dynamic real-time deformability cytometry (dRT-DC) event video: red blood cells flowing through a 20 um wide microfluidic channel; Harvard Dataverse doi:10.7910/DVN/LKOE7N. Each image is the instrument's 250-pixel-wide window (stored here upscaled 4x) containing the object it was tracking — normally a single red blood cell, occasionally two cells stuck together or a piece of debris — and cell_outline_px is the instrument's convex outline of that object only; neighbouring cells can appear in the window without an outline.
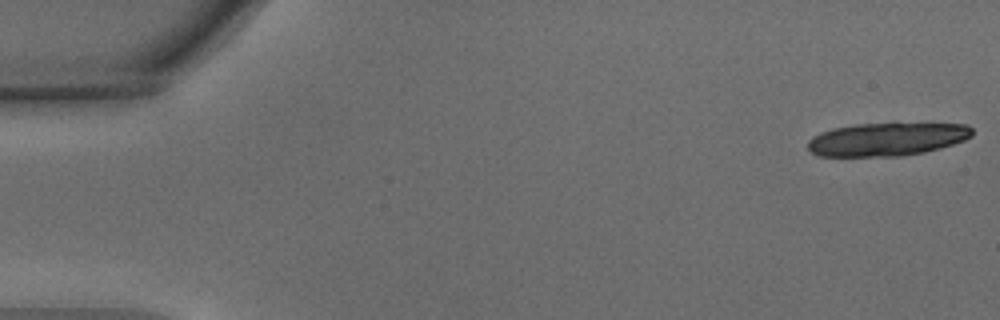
{"species": "common noctule bat (a hibernating species)", "species_latin": "Nyctalus noctula", "temperature_condition": "warm", "stored_images_in_passage": 20, "camera_frame_rate_fps": 3000, "um_per_image_px": 0.085, "animal": {"sex": "male", "body_mass_g": 15.6}, "frame": {"image": 1, "passage_image": 1, "time_ms": 0.0, "image_size_px": [1000, 320], "cell_outline_px": [[972, 136], [964, 140], [940, 148], [924, 152], [900, 156], [820, 156], [812, 152], [808, 148], [808, 140], [812, 136], [820, 132], [832, 128], [856, 124], [968, 124], [972, 128]], "centroid_in_image_um": [75.36, 11.84], "position_along_channel_um": 9.6, "area_um2": 31.56}}